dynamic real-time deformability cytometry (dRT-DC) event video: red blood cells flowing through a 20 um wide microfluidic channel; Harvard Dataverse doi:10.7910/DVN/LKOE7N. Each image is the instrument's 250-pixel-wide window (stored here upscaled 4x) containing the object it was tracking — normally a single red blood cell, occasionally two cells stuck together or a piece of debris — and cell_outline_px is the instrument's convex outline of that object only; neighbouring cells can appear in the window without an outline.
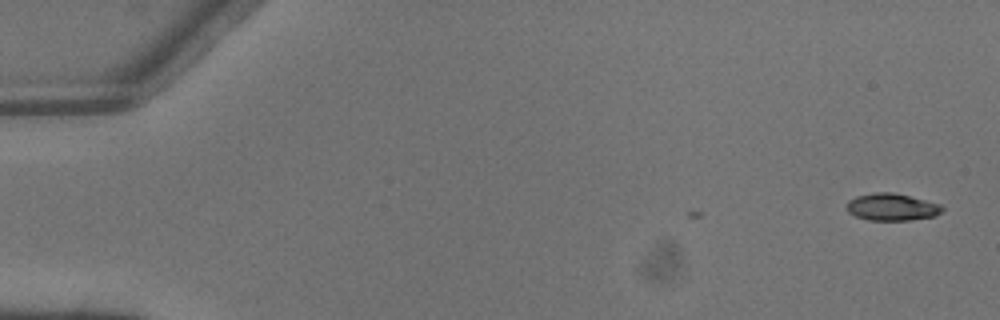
{"species": "common noctule bat (a hibernating species)", "species_latin": "Nyctalus noctula", "temperature_condition": "warm", "stored_images_in_passage": 4, "camera_frame_rate_fps": 3000, "um_per_image_px": 0.085, "animal": {"sex": "male", "body_mass_g": 13.3}, "frame": {"image": 1, "passage_image": 1, "time_ms": 0.0, "image_size_px": [1000, 320], "cell_outline_px": [[944, 208], [936, 216], [908, 220], [868, 220], [856, 216], [848, 212], [848, 200], [856, 196], [876, 192], [892, 192], [940, 204]], "centroid_in_image_um": [75.8, 17.6], "position_along_channel_um": 9.2, "area_um2": 14.91}}
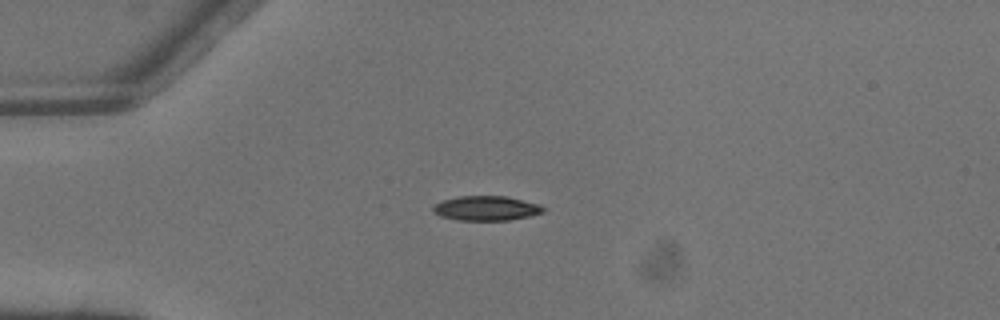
{"frame": {"image": 2, "passage_image": 4, "time_ms": 1.0, "image_size_px": [1000, 320], "cell_outline_px": [[544, 212], [528, 216], [508, 220], [456, 220], [440, 216], [432, 212], [432, 208], [436, 204], [444, 200], [460, 196], [504, 196], [540, 204], [544, 208]], "centroid_in_image_um": [41.31, 17.7], "position_along_channel_um": 43.7, "area_um2": 15.66}}